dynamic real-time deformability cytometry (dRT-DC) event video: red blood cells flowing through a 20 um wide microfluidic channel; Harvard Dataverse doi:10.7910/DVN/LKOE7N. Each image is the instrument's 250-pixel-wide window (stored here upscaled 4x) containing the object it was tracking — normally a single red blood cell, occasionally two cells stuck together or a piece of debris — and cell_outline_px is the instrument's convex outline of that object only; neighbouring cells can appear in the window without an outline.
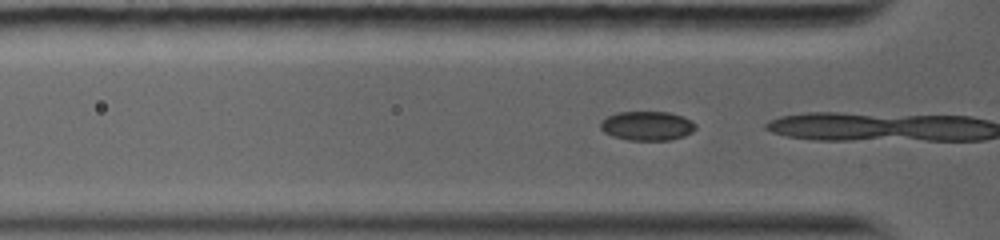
{"species": "common noctule bat (a hibernating species)", "species_latin": "Nyctalus noctula", "temperature_condition": "warm", "stored_images_in_passage": 5, "camera_frame_rate_fps": 5000, "um_per_image_px": 0.085, "animal": {"sex": "female", "body_mass_g": 19.0, "forearm_length_mm": 56.7}, "frame": {"image": 1, "passage_image": 2, "time_ms": 0.2, "image_size_px": [1000, 240], "cell_outline_px": [[696, 128], [692, 132], [684, 136], [668, 140], [628, 140], [612, 136], [604, 132], [600, 128], [600, 120], [616, 112], [668, 112], [684, 116], [692, 120], [696, 124]], "centroid_in_image_um": [55.0, 10.69], "position_along_channel_um": 70.8, "area_um2": 16.36}}